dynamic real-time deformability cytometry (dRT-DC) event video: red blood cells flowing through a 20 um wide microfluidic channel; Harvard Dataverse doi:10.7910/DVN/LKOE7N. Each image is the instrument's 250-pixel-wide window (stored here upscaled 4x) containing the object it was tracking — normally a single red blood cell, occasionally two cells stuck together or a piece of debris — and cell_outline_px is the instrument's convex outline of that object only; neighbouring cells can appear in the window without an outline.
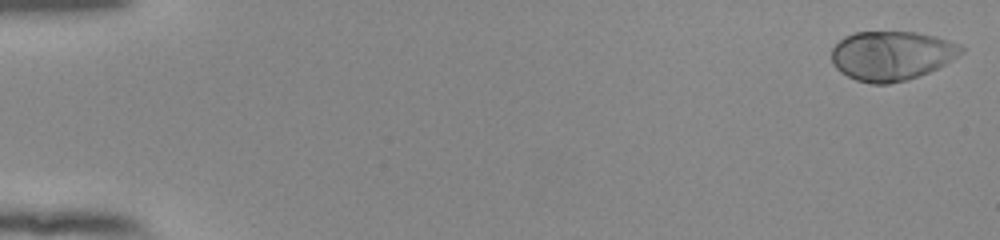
{"species": "human", "species_latin": "Homo sapiens", "temperature_condition": "room temperature", "stored_images_in_passage": 53, "camera_frame_rate_fps": 3000, "um_per_image_px": 0.085, "donor": {"sex": "female"}, "frame": {"image": 1, "passage_image": 1, "time_ms": 0.0, "image_size_px": [1000, 240], "cell_outline_px": [[964, 52], [944, 64], [928, 72], [908, 80], [888, 84], [872, 84], [856, 80], [840, 72], [832, 64], [832, 48], [844, 36], [856, 32], [916, 32], [948, 40], [964, 48]], "centroid_in_image_um": [75.75, 4.74], "position_along_channel_um": 9.3, "area_um2": 37.11}}
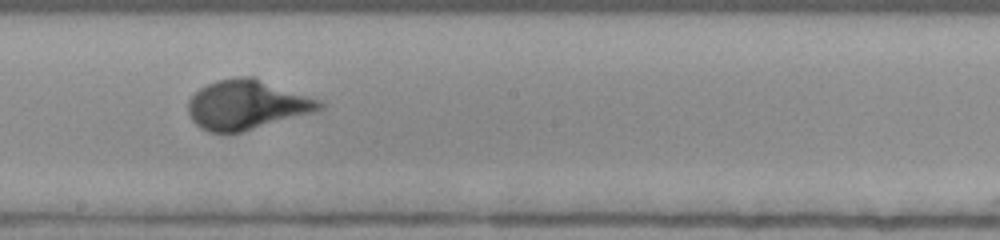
{"frame": {"image": 2, "passage_image": 31, "time_ms": 10.0, "image_size_px": [1000, 240], "cell_outline_px": [[324, 108], [312, 112], [240, 132], [208, 132], [200, 128], [188, 116], [188, 100], [200, 88], [216, 80], [240, 76], [252, 76], [320, 100], [324, 104]], "centroid_in_image_um": [20.94, 8.89], "position_along_channel_um": 227.3, "area_um2": 37.45}}
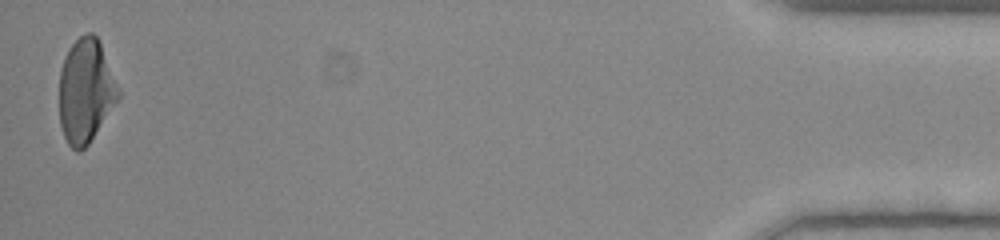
{"frame": {"image": 3, "passage_image": 53, "time_ms": 17.333, "image_size_px": [1000, 240], "cell_outline_px": [[120, 96], [88, 144], [80, 152], [76, 152], [68, 144], [64, 136], [60, 124], [60, 72], [64, 56], [68, 48], [84, 32], [92, 32], [96, 36], [100, 44], [120, 92]], "centroid_in_image_um": [7.26, 7.73], "position_along_channel_um": 427.9, "area_um2": 35.26}, "authors_computed_cell_mechanics": {"area_um2": 36.1828, "velocity_mm_per_s": 3.8717, "shape_relaxation_time_tau1_ms": 3.3028, "shape_relaxation_time_tau2_ms": null, "deformation_change_tau1": 0.2019, "deformation_change_tau2": null}}